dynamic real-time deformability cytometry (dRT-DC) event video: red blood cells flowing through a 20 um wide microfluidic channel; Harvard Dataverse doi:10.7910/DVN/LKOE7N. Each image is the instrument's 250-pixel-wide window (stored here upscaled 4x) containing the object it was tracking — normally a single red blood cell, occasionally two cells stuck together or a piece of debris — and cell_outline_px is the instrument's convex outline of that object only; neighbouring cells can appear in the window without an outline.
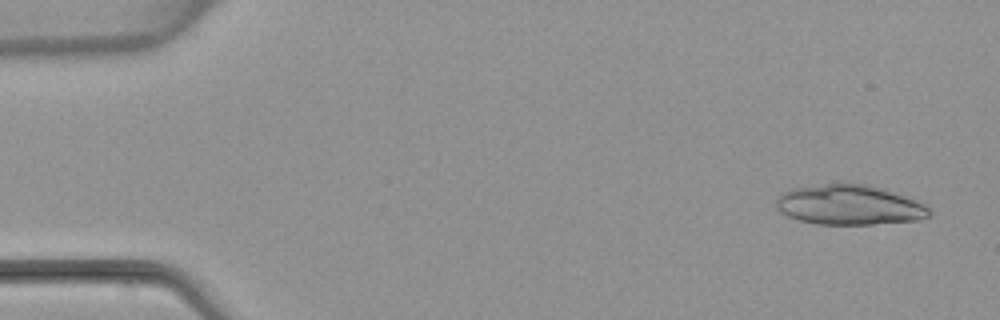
{"species": "common noctule bat (a hibernating species)", "species_latin": "Nyctalus noctula", "temperature_condition": "warm", "stored_images_in_passage": 4, "camera_frame_rate_fps": 3000, "um_per_image_px": 0.085, "animal": {"sex": "female", "body_mass_g": 22.7, "forearm_length_mm": 54.2}, "frame": {"image": 1, "passage_image": 1, "time_ms": 0.0, "image_size_px": [1000, 320], "cell_outline_px": [[932, 216], [916, 220], [872, 224], [816, 224], [800, 220], [788, 216], [780, 212], [776, 208], [776, 196], [780, 192], [792, 188], [844, 180], [868, 184], [884, 188], [924, 204], [932, 212]], "centroid_in_image_um": [72.14, 17.37], "position_along_channel_um": 12.9, "area_um2": 36.47}}